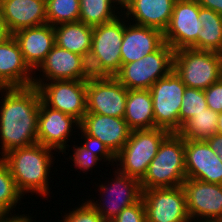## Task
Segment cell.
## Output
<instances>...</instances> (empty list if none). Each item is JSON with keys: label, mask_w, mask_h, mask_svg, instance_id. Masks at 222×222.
Listing matches in <instances>:
<instances>
[{"label": "cell", "mask_w": 222, "mask_h": 222, "mask_svg": "<svg viewBox=\"0 0 222 222\" xmlns=\"http://www.w3.org/2000/svg\"><path fill=\"white\" fill-rule=\"evenodd\" d=\"M0 152L38 143L37 123L41 95L36 86L0 88ZM4 96V97H3Z\"/></svg>", "instance_id": "obj_1"}, {"label": "cell", "mask_w": 222, "mask_h": 222, "mask_svg": "<svg viewBox=\"0 0 222 222\" xmlns=\"http://www.w3.org/2000/svg\"><path fill=\"white\" fill-rule=\"evenodd\" d=\"M52 150L36 143L13 149L2 157L11 171L17 189L23 196L26 193H35L43 199L48 198L46 196L51 189L48 177L55 159Z\"/></svg>", "instance_id": "obj_2"}, {"label": "cell", "mask_w": 222, "mask_h": 222, "mask_svg": "<svg viewBox=\"0 0 222 222\" xmlns=\"http://www.w3.org/2000/svg\"><path fill=\"white\" fill-rule=\"evenodd\" d=\"M186 179L185 140L178 133H169L140 180L141 188L177 187Z\"/></svg>", "instance_id": "obj_3"}, {"label": "cell", "mask_w": 222, "mask_h": 222, "mask_svg": "<svg viewBox=\"0 0 222 222\" xmlns=\"http://www.w3.org/2000/svg\"><path fill=\"white\" fill-rule=\"evenodd\" d=\"M124 15L93 27L92 48L87 59L91 76H115L121 69Z\"/></svg>", "instance_id": "obj_4"}, {"label": "cell", "mask_w": 222, "mask_h": 222, "mask_svg": "<svg viewBox=\"0 0 222 222\" xmlns=\"http://www.w3.org/2000/svg\"><path fill=\"white\" fill-rule=\"evenodd\" d=\"M173 70L186 87L205 90L222 78V53L192 48L176 50Z\"/></svg>", "instance_id": "obj_5"}, {"label": "cell", "mask_w": 222, "mask_h": 222, "mask_svg": "<svg viewBox=\"0 0 222 222\" xmlns=\"http://www.w3.org/2000/svg\"><path fill=\"white\" fill-rule=\"evenodd\" d=\"M169 133L162 128L132 130L128 141L115 155L116 168L130 177L141 180L151 160L156 156L161 142Z\"/></svg>", "instance_id": "obj_6"}, {"label": "cell", "mask_w": 222, "mask_h": 222, "mask_svg": "<svg viewBox=\"0 0 222 222\" xmlns=\"http://www.w3.org/2000/svg\"><path fill=\"white\" fill-rule=\"evenodd\" d=\"M173 57L174 50L164 42L138 61L123 64L114 77L128 90H149L158 79L173 70Z\"/></svg>", "instance_id": "obj_7"}, {"label": "cell", "mask_w": 222, "mask_h": 222, "mask_svg": "<svg viewBox=\"0 0 222 222\" xmlns=\"http://www.w3.org/2000/svg\"><path fill=\"white\" fill-rule=\"evenodd\" d=\"M186 85L172 70L149 89L153 99L155 126L170 133L179 131V113Z\"/></svg>", "instance_id": "obj_8"}, {"label": "cell", "mask_w": 222, "mask_h": 222, "mask_svg": "<svg viewBox=\"0 0 222 222\" xmlns=\"http://www.w3.org/2000/svg\"><path fill=\"white\" fill-rule=\"evenodd\" d=\"M114 173V179L112 178L111 182L108 181V184L98 185L100 187L98 190H101L102 193H100L102 197H99L101 200L98 199L100 202L87 199L106 222H111L124 208L131 206L142 198L139 179L130 177L118 169Z\"/></svg>", "instance_id": "obj_9"}, {"label": "cell", "mask_w": 222, "mask_h": 222, "mask_svg": "<svg viewBox=\"0 0 222 222\" xmlns=\"http://www.w3.org/2000/svg\"><path fill=\"white\" fill-rule=\"evenodd\" d=\"M128 89L114 76L86 80L87 113L124 118Z\"/></svg>", "instance_id": "obj_10"}, {"label": "cell", "mask_w": 222, "mask_h": 222, "mask_svg": "<svg viewBox=\"0 0 222 222\" xmlns=\"http://www.w3.org/2000/svg\"><path fill=\"white\" fill-rule=\"evenodd\" d=\"M41 100L50 108L73 116L79 122L87 113L86 80H54L33 83Z\"/></svg>", "instance_id": "obj_11"}, {"label": "cell", "mask_w": 222, "mask_h": 222, "mask_svg": "<svg viewBox=\"0 0 222 222\" xmlns=\"http://www.w3.org/2000/svg\"><path fill=\"white\" fill-rule=\"evenodd\" d=\"M147 222H191L182 186L142 190Z\"/></svg>", "instance_id": "obj_12"}, {"label": "cell", "mask_w": 222, "mask_h": 222, "mask_svg": "<svg viewBox=\"0 0 222 222\" xmlns=\"http://www.w3.org/2000/svg\"><path fill=\"white\" fill-rule=\"evenodd\" d=\"M202 29L197 0H176L170 23L164 31V42L174 51L183 48L198 50Z\"/></svg>", "instance_id": "obj_13"}, {"label": "cell", "mask_w": 222, "mask_h": 222, "mask_svg": "<svg viewBox=\"0 0 222 222\" xmlns=\"http://www.w3.org/2000/svg\"><path fill=\"white\" fill-rule=\"evenodd\" d=\"M182 187L191 222L222 218V185L187 178Z\"/></svg>", "instance_id": "obj_14"}, {"label": "cell", "mask_w": 222, "mask_h": 222, "mask_svg": "<svg viewBox=\"0 0 222 222\" xmlns=\"http://www.w3.org/2000/svg\"><path fill=\"white\" fill-rule=\"evenodd\" d=\"M79 123L73 116L50 108L41 100L37 123V141L39 144L53 149L54 152L59 151L66 154V150L70 147L67 144L70 140L69 137L74 135L72 134L74 128L79 129Z\"/></svg>", "instance_id": "obj_15"}, {"label": "cell", "mask_w": 222, "mask_h": 222, "mask_svg": "<svg viewBox=\"0 0 222 222\" xmlns=\"http://www.w3.org/2000/svg\"><path fill=\"white\" fill-rule=\"evenodd\" d=\"M36 70L42 73L39 78L34 74L33 83L54 80H88L91 77L87 60L83 56L56 44Z\"/></svg>", "instance_id": "obj_16"}, {"label": "cell", "mask_w": 222, "mask_h": 222, "mask_svg": "<svg viewBox=\"0 0 222 222\" xmlns=\"http://www.w3.org/2000/svg\"><path fill=\"white\" fill-rule=\"evenodd\" d=\"M186 178L222 185V161L205 140H185Z\"/></svg>", "instance_id": "obj_17"}, {"label": "cell", "mask_w": 222, "mask_h": 222, "mask_svg": "<svg viewBox=\"0 0 222 222\" xmlns=\"http://www.w3.org/2000/svg\"><path fill=\"white\" fill-rule=\"evenodd\" d=\"M79 129L96 137L116 155L128 141L131 129L124 118L86 113Z\"/></svg>", "instance_id": "obj_18"}, {"label": "cell", "mask_w": 222, "mask_h": 222, "mask_svg": "<svg viewBox=\"0 0 222 222\" xmlns=\"http://www.w3.org/2000/svg\"><path fill=\"white\" fill-rule=\"evenodd\" d=\"M125 19L127 18L124 16V34L121 45L122 65L138 61L156 51L164 43V34L161 30L136 25Z\"/></svg>", "instance_id": "obj_19"}, {"label": "cell", "mask_w": 222, "mask_h": 222, "mask_svg": "<svg viewBox=\"0 0 222 222\" xmlns=\"http://www.w3.org/2000/svg\"><path fill=\"white\" fill-rule=\"evenodd\" d=\"M33 75L13 35L0 43V88L32 86Z\"/></svg>", "instance_id": "obj_20"}, {"label": "cell", "mask_w": 222, "mask_h": 222, "mask_svg": "<svg viewBox=\"0 0 222 222\" xmlns=\"http://www.w3.org/2000/svg\"><path fill=\"white\" fill-rule=\"evenodd\" d=\"M12 35L20 46L25 63L35 74V70L56 44L54 26L44 24L24 28Z\"/></svg>", "instance_id": "obj_21"}, {"label": "cell", "mask_w": 222, "mask_h": 222, "mask_svg": "<svg viewBox=\"0 0 222 222\" xmlns=\"http://www.w3.org/2000/svg\"><path fill=\"white\" fill-rule=\"evenodd\" d=\"M0 12L11 34L47 24L46 0H0Z\"/></svg>", "instance_id": "obj_22"}, {"label": "cell", "mask_w": 222, "mask_h": 222, "mask_svg": "<svg viewBox=\"0 0 222 222\" xmlns=\"http://www.w3.org/2000/svg\"><path fill=\"white\" fill-rule=\"evenodd\" d=\"M175 2L176 0H132L122 15L133 24L152 27L164 33L170 23Z\"/></svg>", "instance_id": "obj_23"}, {"label": "cell", "mask_w": 222, "mask_h": 222, "mask_svg": "<svg viewBox=\"0 0 222 222\" xmlns=\"http://www.w3.org/2000/svg\"><path fill=\"white\" fill-rule=\"evenodd\" d=\"M55 43L72 53L89 58L92 48L93 27L80 21L54 26Z\"/></svg>", "instance_id": "obj_24"}, {"label": "cell", "mask_w": 222, "mask_h": 222, "mask_svg": "<svg viewBox=\"0 0 222 222\" xmlns=\"http://www.w3.org/2000/svg\"><path fill=\"white\" fill-rule=\"evenodd\" d=\"M152 104L149 90H128L124 119L131 130L157 128Z\"/></svg>", "instance_id": "obj_25"}, {"label": "cell", "mask_w": 222, "mask_h": 222, "mask_svg": "<svg viewBox=\"0 0 222 222\" xmlns=\"http://www.w3.org/2000/svg\"><path fill=\"white\" fill-rule=\"evenodd\" d=\"M199 19L198 50L222 53V15L199 5Z\"/></svg>", "instance_id": "obj_26"}, {"label": "cell", "mask_w": 222, "mask_h": 222, "mask_svg": "<svg viewBox=\"0 0 222 222\" xmlns=\"http://www.w3.org/2000/svg\"><path fill=\"white\" fill-rule=\"evenodd\" d=\"M217 112L210 108L194 114L177 132L184 140H206L217 133Z\"/></svg>", "instance_id": "obj_27"}, {"label": "cell", "mask_w": 222, "mask_h": 222, "mask_svg": "<svg viewBox=\"0 0 222 222\" xmlns=\"http://www.w3.org/2000/svg\"><path fill=\"white\" fill-rule=\"evenodd\" d=\"M120 14L110 0H80L78 21L94 27L111 22L121 16Z\"/></svg>", "instance_id": "obj_28"}, {"label": "cell", "mask_w": 222, "mask_h": 222, "mask_svg": "<svg viewBox=\"0 0 222 222\" xmlns=\"http://www.w3.org/2000/svg\"><path fill=\"white\" fill-rule=\"evenodd\" d=\"M23 197L16 187L7 163L0 156V214L15 213L13 209Z\"/></svg>", "instance_id": "obj_29"}, {"label": "cell", "mask_w": 222, "mask_h": 222, "mask_svg": "<svg viewBox=\"0 0 222 222\" xmlns=\"http://www.w3.org/2000/svg\"><path fill=\"white\" fill-rule=\"evenodd\" d=\"M47 24L77 22L80 15V0H46Z\"/></svg>", "instance_id": "obj_30"}, {"label": "cell", "mask_w": 222, "mask_h": 222, "mask_svg": "<svg viewBox=\"0 0 222 222\" xmlns=\"http://www.w3.org/2000/svg\"><path fill=\"white\" fill-rule=\"evenodd\" d=\"M207 108L204 90L186 87L179 113V130L194 114H198Z\"/></svg>", "instance_id": "obj_31"}, {"label": "cell", "mask_w": 222, "mask_h": 222, "mask_svg": "<svg viewBox=\"0 0 222 222\" xmlns=\"http://www.w3.org/2000/svg\"><path fill=\"white\" fill-rule=\"evenodd\" d=\"M82 202L78 207L72 208L69 213H65L63 220L59 222H106L103 217L96 211L88 200Z\"/></svg>", "instance_id": "obj_32"}, {"label": "cell", "mask_w": 222, "mask_h": 222, "mask_svg": "<svg viewBox=\"0 0 222 222\" xmlns=\"http://www.w3.org/2000/svg\"><path fill=\"white\" fill-rule=\"evenodd\" d=\"M74 153L69 156L73 161V165L77 168L85 172H89L95 166H97L98 161L101 160L90 150H87L85 147L73 145ZM89 170V171H88ZM85 171V172H84Z\"/></svg>", "instance_id": "obj_33"}, {"label": "cell", "mask_w": 222, "mask_h": 222, "mask_svg": "<svg viewBox=\"0 0 222 222\" xmlns=\"http://www.w3.org/2000/svg\"><path fill=\"white\" fill-rule=\"evenodd\" d=\"M81 133V139H85L84 143H81L83 144L82 146L93 152L101 161L104 159V162L108 161V164L112 163L110 165H113L115 162V155L110 151V149L96 137L90 136L82 130Z\"/></svg>", "instance_id": "obj_34"}, {"label": "cell", "mask_w": 222, "mask_h": 222, "mask_svg": "<svg viewBox=\"0 0 222 222\" xmlns=\"http://www.w3.org/2000/svg\"><path fill=\"white\" fill-rule=\"evenodd\" d=\"M111 222H147L142 198L131 206L124 208Z\"/></svg>", "instance_id": "obj_35"}, {"label": "cell", "mask_w": 222, "mask_h": 222, "mask_svg": "<svg viewBox=\"0 0 222 222\" xmlns=\"http://www.w3.org/2000/svg\"><path fill=\"white\" fill-rule=\"evenodd\" d=\"M204 93L208 108L222 112V78L205 89Z\"/></svg>", "instance_id": "obj_36"}, {"label": "cell", "mask_w": 222, "mask_h": 222, "mask_svg": "<svg viewBox=\"0 0 222 222\" xmlns=\"http://www.w3.org/2000/svg\"><path fill=\"white\" fill-rule=\"evenodd\" d=\"M205 141L209 144L210 148L220 157V160L222 161V135L216 133Z\"/></svg>", "instance_id": "obj_37"}, {"label": "cell", "mask_w": 222, "mask_h": 222, "mask_svg": "<svg viewBox=\"0 0 222 222\" xmlns=\"http://www.w3.org/2000/svg\"><path fill=\"white\" fill-rule=\"evenodd\" d=\"M17 214V215H16ZM0 222H33L31 217L27 214L19 215L18 213H15L14 215L12 213H2L0 214Z\"/></svg>", "instance_id": "obj_38"}, {"label": "cell", "mask_w": 222, "mask_h": 222, "mask_svg": "<svg viewBox=\"0 0 222 222\" xmlns=\"http://www.w3.org/2000/svg\"><path fill=\"white\" fill-rule=\"evenodd\" d=\"M199 5L222 15V0H197Z\"/></svg>", "instance_id": "obj_39"}, {"label": "cell", "mask_w": 222, "mask_h": 222, "mask_svg": "<svg viewBox=\"0 0 222 222\" xmlns=\"http://www.w3.org/2000/svg\"><path fill=\"white\" fill-rule=\"evenodd\" d=\"M12 34L9 32L0 12V43L6 41Z\"/></svg>", "instance_id": "obj_40"}, {"label": "cell", "mask_w": 222, "mask_h": 222, "mask_svg": "<svg viewBox=\"0 0 222 222\" xmlns=\"http://www.w3.org/2000/svg\"><path fill=\"white\" fill-rule=\"evenodd\" d=\"M110 2L115 6L116 5V8L118 9V10H120L121 9V14L123 13V11L122 10H126L128 7H129V5L131 4V2H132V0H110ZM117 5H120V6H118L117 7ZM120 8V9H119Z\"/></svg>", "instance_id": "obj_41"}, {"label": "cell", "mask_w": 222, "mask_h": 222, "mask_svg": "<svg viewBox=\"0 0 222 222\" xmlns=\"http://www.w3.org/2000/svg\"><path fill=\"white\" fill-rule=\"evenodd\" d=\"M217 133L222 135V112L218 114Z\"/></svg>", "instance_id": "obj_42"}, {"label": "cell", "mask_w": 222, "mask_h": 222, "mask_svg": "<svg viewBox=\"0 0 222 222\" xmlns=\"http://www.w3.org/2000/svg\"><path fill=\"white\" fill-rule=\"evenodd\" d=\"M199 222H220L218 219H214V220H201Z\"/></svg>", "instance_id": "obj_43"}]
</instances>
